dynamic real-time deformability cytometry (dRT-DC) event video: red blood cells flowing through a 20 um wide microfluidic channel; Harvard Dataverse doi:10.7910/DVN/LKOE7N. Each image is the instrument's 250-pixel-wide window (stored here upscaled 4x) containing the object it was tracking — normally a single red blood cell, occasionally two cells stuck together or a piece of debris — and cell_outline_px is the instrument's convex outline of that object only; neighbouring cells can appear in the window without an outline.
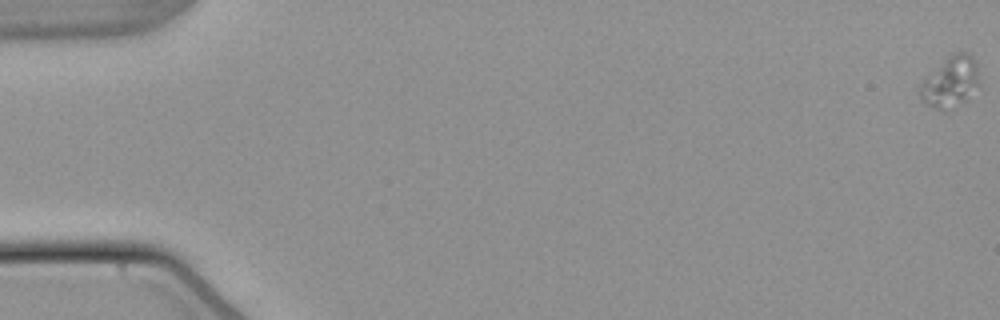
{"species": "common noctule bat (a hibernating species)", "species_latin": "Nyctalus noctula", "temperature_condition": "warm", "stored_images_in_passage": 57, "camera_frame_rate_fps": 3000, "um_per_image_px": 0.085, "animal": {"sex": "male", "body_mass_g": 21.5, "forearm_length_mm": 52.0}, "frame": {"image": 1, "passage_image": 1, "time_ms": 0.0, "image_size_px": [1000, 320], "cell_outline_px": [[976, 84], [964, 100], [940, 108], [936, 108], [928, 104], [920, 96], [920, 84], [924, 76], [952, 52], [968, 52], [972, 56], [976, 64]], "centroid_in_image_um": [80.71, 6.84], "position_along_channel_um": 4.3, "area_um2": 16.47}}
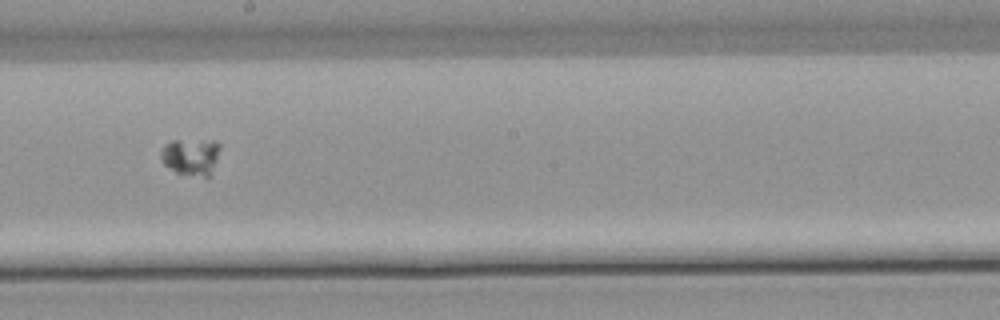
{"frame": {"image": 2, "passage_image": 33, "time_ms": 10.667, "image_size_px": [1000, 320], "cell_outline_px": [[220, 148], [216, 160], [208, 176], [204, 176], [176, 172], [164, 164], [160, 156], [160, 148], [164, 144], [172, 140], [212, 140], [220, 144]], "centroid_in_image_um": [16.19, 13.26], "position_along_channel_um": 232.0, "area_um2": 12.54}}
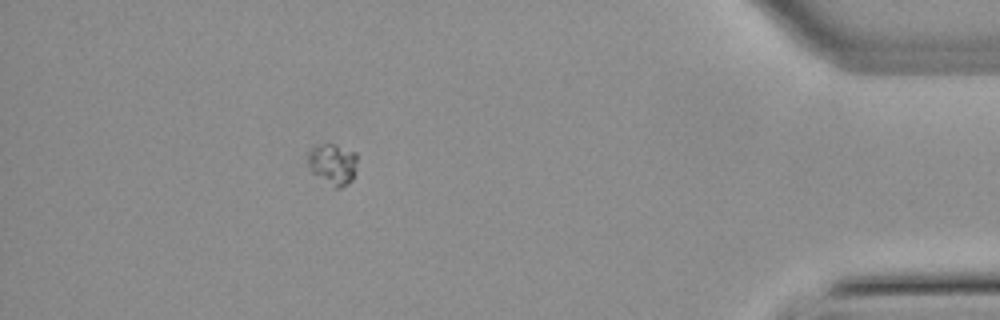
{"frame": {"image": 3, "passage_image": 51, "time_ms": 16.667, "image_size_px": [1000, 320], "cell_outline_px": [[356, 160], [352, 180], [340, 188], [336, 188], [312, 172], [308, 164], [308, 152], [312, 148], [324, 144], [332, 144], [356, 152]], "centroid_in_image_um": [28.28, 13.94], "position_along_channel_um": 406.9, "area_um2": 11.39}}